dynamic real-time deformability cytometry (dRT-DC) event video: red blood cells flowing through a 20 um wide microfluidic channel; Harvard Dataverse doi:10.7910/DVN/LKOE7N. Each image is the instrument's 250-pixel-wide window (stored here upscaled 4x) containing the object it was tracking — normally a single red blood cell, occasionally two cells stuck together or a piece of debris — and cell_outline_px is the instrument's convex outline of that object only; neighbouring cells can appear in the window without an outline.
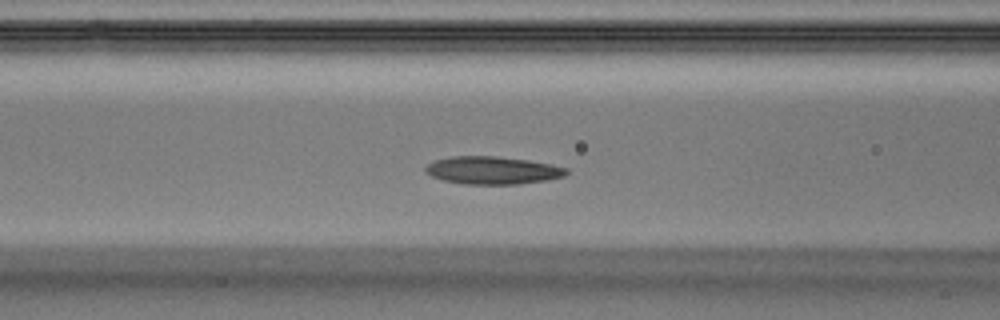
{"species": "Egyptian fruit bat (a non-hibernating species)", "species_latin": "Rousettus aegyptiacus", "temperature_condition": "warm", "stored_images_in_passage": 24, "camera_frame_rate_fps": 3000, "um_per_image_px": 0.085, "animal": {"sex": "male"}, "frame": {"image": 1, "passage_image": 8, "time_ms": 2.333, "image_size_px": [1000, 320], "cell_outline_px": [[568, 172], [564, 176], [544, 180], [520, 184], [464, 184], [444, 180], [432, 176], [424, 172], [424, 168], [428, 164], [436, 160], [452, 156], [496, 156], [528, 160], [552, 164], [568, 168]], "centroid_in_image_um": [41.87, 14.47], "position_along_channel_um": 124.7, "area_um2": 22.72}}
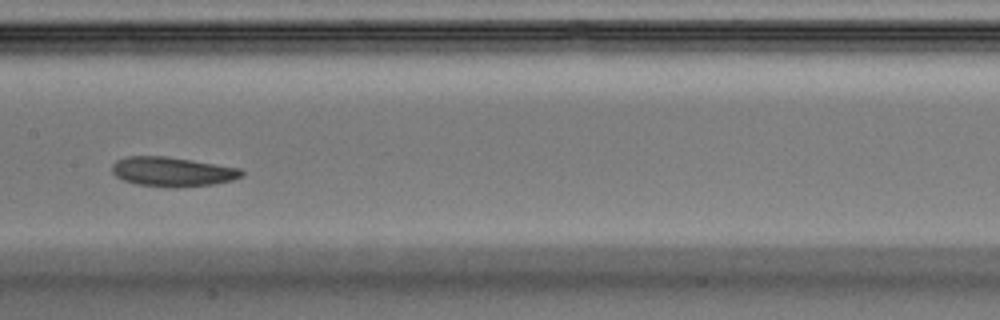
{"frame": {"image": 2, "passage_image": 12, "time_ms": 3.667, "image_size_px": [1000, 320], "cell_outline_px": [[244, 176], [232, 180], [212, 184], [176, 188], [168, 188], [136, 184], [124, 180], [116, 176], [112, 172], [112, 164], [116, 160], [128, 156], [164, 156], [192, 160], [240, 168], [244, 172]], "centroid_in_image_um": [14.65, 14.6], "position_along_channel_um": 192.8, "area_um2": 22.37}}
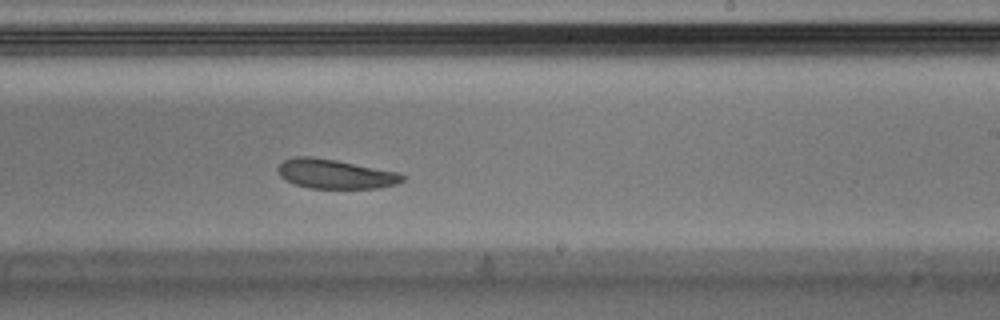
{"frame": {"image": 3, "passage_image": 16, "time_ms": 5.0, "image_size_px": [1000, 320], "cell_outline_px": [[404, 180], [396, 184], [380, 188], [312, 188], [296, 184], [280, 176], [276, 168], [284, 160], [292, 156], [312, 156], [336, 160], [400, 172], [404, 176]], "centroid_in_image_um": [28.51, 14.77], "position_along_channel_um": 260.5, "area_um2": 21.33}}